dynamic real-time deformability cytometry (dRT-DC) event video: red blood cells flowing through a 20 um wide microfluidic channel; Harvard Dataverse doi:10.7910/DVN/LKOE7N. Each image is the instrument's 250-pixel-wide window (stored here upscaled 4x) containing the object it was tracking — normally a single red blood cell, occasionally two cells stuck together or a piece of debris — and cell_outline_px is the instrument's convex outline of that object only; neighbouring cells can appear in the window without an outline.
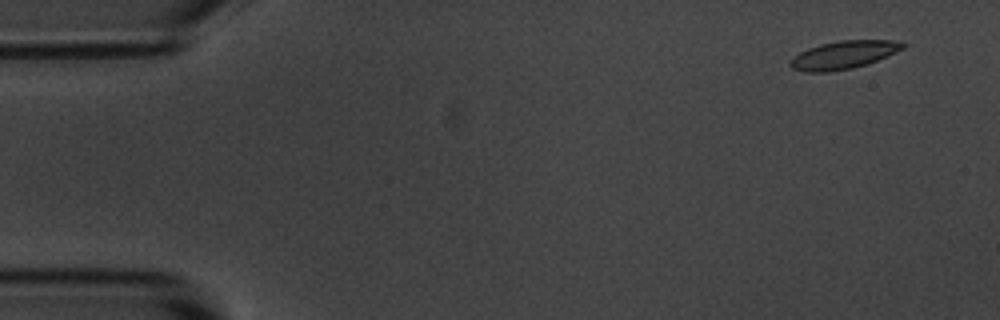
{"species": "common noctule bat (a hibernating species)", "species_latin": "Nyctalus noctula", "temperature_condition": "room temperature", "stored_images_in_passage": 5, "segment_of_instrument_passage": [1, 2], "camera_frame_rate_fps": 3000, "um_per_image_px": 0.085, "animal": {"sex": "male", "body_mass_g": 20.1, "forearm_length_mm": 53.5}, "frame": {"image": 1, "passage_image": 1, "time_ms": 0.0, "image_size_px": [1000, 320], "cell_outline_px": [[908, 44], [904, 48], [888, 56], [852, 68], [828, 72], [804, 72], [792, 68], [788, 64], [788, 60], [800, 52], [808, 48], [820, 44], [840, 40], [892, 40]], "centroid_in_image_um": [71.67, 4.66], "position_along_channel_um": 13.3, "area_um2": 18.38}}